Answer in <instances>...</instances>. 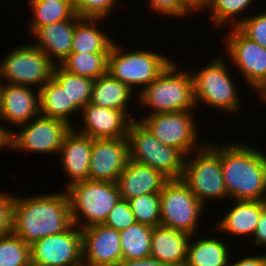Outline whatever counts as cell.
Instances as JSON below:
<instances>
[{"mask_svg":"<svg viewBox=\"0 0 266 266\" xmlns=\"http://www.w3.org/2000/svg\"><path fill=\"white\" fill-rule=\"evenodd\" d=\"M28 1L56 2V1H73V0H28Z\"/></svg>","mask_w":266,"mask_h":266,"instance_id":"7dc6e473","label":"cell"},{"mask_svg":"<svg viewBox=\"0 0 266 266\" xmlns=\"http://www.w3.org/2000/svg\"><path fill=\"white\" fill-rule=\"evenodd\" d=\"M128 160L127 137L92 139L88 180L116 183Z\"/></svg>","mask_w":266,"mask_h":266,"instance_id":"9a60e30c","label":"cell"},{"mask_svg":"<svg viewBox=\"0 0 266 266\" xmlns=\"http://www.w3.org/2000/svg\"><path fill=\"white\" fill-rule=\"evenodd\" d=\"M233 206L225 212L222 219L213 225L210 233L217 231L225 232L229 236H239L243 239L250 237L252 239L257 223L261 216L263 209L266 207V201H253V200H233ZM215 231V232H214ZM243 236V237H242Z\"/></svg>","mask_w":266,"mask_h":266,"instance_id":"7402d4cb","label":"cell"},{"mask_svg":"<svg viewBox=\"0 0 266 266\" xmlns=\"http://www.w3.org/2000/svg\"><path fill=\"white\" fill-rule=\"evenodd\" d=\"M31 261L49 266H83L81 229L72 224L66 231L30 245Z\"/></svg>","mask_w":266,"mask_h":266,"instance_id":"5bb4252c","label":"cell"},{"mask_svg":"<svg viewBox=\"0 0 266 266\" xmlns=\"http://www.w3.org/2000/svg\"><path fill=\"white\" fill-rule=\"evenodd\" d=\"M194 111L148 114L140 120L138 118V121L162 144L174 147L188 156L206 143L198 140L200 130Z\"/></svg>","mask_w":266,"mask_h":266,"instance_id":"8fae6325","label":"cell"},{"mask_svg":"<svg viewBox=\"0 0 266 266\" xmlns=\"http://www.w3.org/2000/svg\"><path fill=\"white\" fill-rule=\"evenodd\" d=\"M102 18L81 17L74 28L71 53H109L115 41L113 36L97 27L103 23ZM113 38V39H112Z\"/></svg>","mask_w":266,"mask_h":266,"instance_id":"484cf974","label":"cell"},{"mask_svg":"<svg viewBox=\"0 0 266 266\" xmlns=\"http://www.w3.org/2000/svg\"><path fill=\"white\" fill-rule=\"evenodd\" d=\"M255 0H208L205 9L209 11L208 14L211 18V25L218 29H222V26L230 28L237 27L238 24L243 21L246 16L244 11L251 9L252 3ZM243 12V13H242ZM242 13V14H241ZM241 15V16H238ZM242 17V18H241ZM225 24V25H224Z\"/></svg>","mask_w":266,"mask_h":266,"instance_id":"f546056e","label":"cell"},{"mask_svg":"<svg viewBox=\"0 0 266 266\" xmlns=\"http://www.w3.org/2000/svg\"><path fill=\"white\" fill-rule=\"evenodd\" d=\"M254 239L252 243L258 248V246L266 247V207L263 209L259 221L257 223V228L253 235ZM263 245V246H262Z\"/></svg>","mask_w":266,"mask_h":266,"instance_id":"60d3db41","label":"cell"},{"mask_svg":"<svg viewBox=\"0 0 266 266\" xmlns=\"http://www.w3.org/2000/svg\"><path fill=\"white\" fill-rule=\"evenodd\" d=\"M32 88L1 83L0 121L4 126L10 123L20 127L40 115L39 90Z\"/></svg>","mask_w":266,"mask_h":266,"instance_id":"e0dca14e","label":"cell"},{"mask_svg":"<svg viewBox=\"0 0 266 266\" xmlns=\"http://www.w3.org/2000/svg\"><path fill=\"white\" fill-rule=\"evenodd\" d=\"M135 223L136 219L128 201L120 198L114 205V208L109 212L103 224L109 228L121 231Z\"/></svg>","mask_w":266,"mask_h":266,"instance_id":"8d00e7d4","label":"cell"},{"mask_svg":"<svg viewBox=\"0 0 266 266\" xmlns=\"http://www.w3.org/2000/svg\"><path fill=\"white\" fill-rule=\"evenodd\" d=\"M150 11L162 15V17L169 16L174 19L186 18L192 13L181 3L180 0H147ZM164 15V16H163ZM187 15V16H186ZM186 16V17H185Z\"/></svg>","mask_w":266,"mask_h":266,"instance_id":"74e56055","label":"cell"},{"mask_svg":"<svg viewBox=\"0 0 266 266\" xmlns=\"http://www.w3.org/2000/svg\"><path fill=\"white\" fill-rule=\"evenodd\" d=\"M205 208L181 178L170 179L160 192V225L199 235L198 224Z\"/></svg>","mask_w":266,"mask_h":266,"instance_id":"30bf717a","label":"cell"},{"mask_svg":"<svg viewBox=\"0 0 266 266\" xmlns=\"http://www.w3.org/2000/svg\"><path fill=\"white\" fill-rule=\"evenodd\" d=\"M80 18L75 14L69 20L40 26L30 35L34 39L27 41L33 42L55 65H60L71 53L74 28Z\"/></svg>","mask_w":266,"mask_h":266,"instance_id":"d6986e66","label":"cell"},{"mask_svg":"<svg viewBox=\"0 0 266 266\" xmlns=\"http://www.w3.org/2000/svg\"><path fill=\"white\" fill-rule=\"evenodd\" d=\"M108 53H70L60 64L66 71L96 80L107 73Z\"/></svg>","mask_w":266,"mask_h":266,"instance_id":"1f68e13d","label":"cell"},{"mask_svg":"<svg viewBox=\"0 0 266 266\" xmlns=\"http://www.w3.org/2000/svg\"><path fill=\"white\" fill-rule=\"evenodd\" d=\"M251 15V16H250ZM248 14L237 28L249 39L266 48V10Z\"/></svg>","mask_w":266,"mask_h":266,"instance_id":"d590c367","label":"cell"},{"mask_svg":"<svg viewBox=\"0 0 266 266\" xmlns=\"http://www.w3.org/2000/svg\"><path fill=\"white\" fill-rule=\"evenodd\" d=\"M168 180L158 170L129 159L116 184L120 197L128 201L140 195L160 193Z\"/></svg>","mask_w":266,"mask_h":266,"instance_id":"44dd1931","label":"cell"},{"mask_svg":"<svg viewBox=\"0 0 266 266\" xmlns=\"http://www.w3.org/2000/svg\"><path fill=\"white\" fill-rule=\"evenodd\" d=\"M20 126V132H11L10 150L53 155L59 154L65 136L73 128L60 119L42 115Z\"/></svg>","mask_w":266,"mask_h":266,"instance_id":"7c38bea8","label":"cell"},{"mask_svg":"<svg viewBox=\"0 0 266 266\" xmlns=\"http://www.w3.org/2000/svg\"><path fill=\"white\" fill-rule=\"evenodd\" d=\"M191 235L187 245L185 266H227L233 249L229 241L209 236ZM196 237V238H195ZM204 237V238H203ZM197 239V240H196ZM231 250V251H230Z\"/></svg>","mask_w":266,"mask_h":266,"instance_id":"cb8c5ba5","label":"cell"},{"mask_svg":"<svg viewBox=\"0 0 266 266\" xmlns=\"http://www.w3.org/2000/svg\"><path fill=\"white\" fill-rule=\"evenodd\" d=\"M80 113L83 125L77 129L73 126V129L92 139L126 137L132 122L123 111L91 103L84 106Z\"/></svg>","mask_w":266,"mask_h":266,"instance_id":"ac0fdd59","label":"cell"},{"mask_svg":"<svg viewBox=\"0 0 266 266\" xmlns=\"http://www.w3.org/2000/svg\"><path fill=\"white\" fill-rule=\"evenodd\" d=\"M92 138L76 132L73 128L65 136L58 156L60 166L67 174L68 183L64 189L76 182L88 180Z\"/></svg>","mask_w":266,"mask_h":266,"instance_id":"ffe728a7","label":"cell"},{"mask_svg":"<svg viewBox=\"0 0 266 266\" xmlns=\"http://www.w3.org/2000/svg\"><path fill=\"white\" fill-rule=\"evenodd\" d=\"M28 266H49V265L42 264V263H39V262H34V261L30 260Z\"/></svg>","mask_w":266,"mask_h":266,"instance_id":"bcb514c9","label":"cell"},{"mask_svg":"<svg viewBox=\"0 0 266 266\" xmlns=\"http://www.w3.org/2000/svg\"><path fill=\"white\" fill-rule=\"evenodd\" d=\"M119 0H73L75 13L83 18L108 19ZM113 11V12H112Z\"/></svg>","mask_w":266,"mask_h":266,"instance_id":"e575fe53","label":"cell"},{"mask_svg":"<svg viewBox=\"0 0 266 266\" xmlns=\"http://www.w3.org/2000/svg\"><path fill=\"white\" fill-rule=\"evenodd\" d=\"M40 115L60 119L73 127V114L80 115L81 109L70 103L65 91L53 78L39 89ZM71 116V117H70Z\"/></svg>","mask_w":266,"mask_h":266,"instance_id":"4316f807","label":"cell"},{"mask_svg":"<svg viewBox=\"0 0 266 266\" xmlns=\"http://www.w3.org/2000/svg\"><path fill=\"white\" fill-rule=\"evenodd\" d=\"M233 142L221 143L222 174L229 201H266L263 151L244 142Z\"/></svg>","mask_w":266,"mask_h":266,"instance_id":"7a4b0ae2","label":"cell"},{"mask_svg":"<svg viewBox=\"0 0 266 266\" xmlns=\"http://www.w3.org/2000/svg\"><path fill=\"white\" fill-rule=\"evenodd\" d=\"M181 3L191 12L195 15L194 12H203L208 0H180Z\"/></svg>","mask_w":266,"mask_h":266,"instance_id":"7bdbcfd3","label":"cell"},{"mask_svg":"<svg viewBox=\"0 0 266 266\" xmlns=\"http://www.w3.org/2000/svg\"><path fill=\"white\" fill-rule=\"evenodd\" d=\"M225 34L224 56L237 67L250 89L255 92L266 82V48L247 38L237 27L228 28Z\"/></svg>","mask_w":266,"mask_h":266,"instance_id":"4fadbf2b","label":"cell"},{"mask_svg":"<svg viewBox=\"0 0 266 266\" xmlns=\"http://www.w3.org/2000/svg\"><path fill=\"white\" fill-rule=\"evenodd\" d=\"M124 49L119 41L113 42L107 57V73L129 86L134 92L138 89L136 91L138 94L172 61L165 54L151 51V49L138 48L139 50L136 51Z\"/></svg>","mask_w":266,"mask_h":266,"instance_id":"8992f818","label":"cell"},{"mask_svg":"<svg viewBox=\"0 0 266 266\" xmlns=\"http://www.w3.org/2000/svg\"><path fill=\"white\" fill-rule=\"evenodd\" d=\"M135 94L136 92L134 93L129 86L106 73L94 81L90 103L123 111L133 121L137 120V118L134 117V119L132 117L133 115L130 113L131 110L128 105L132 102V96Z\"/></svg>","mask_w":266,"mask_h":266,"instance_id":"d4e9b609","label":"cell"},{"mask_svg":"<svg viewBox=\"0 0 266 266\" xmlns=\"http://www.w3.org/2000/svg\"><path fill=\"white\" fill-rule=\"evenodd\" d=\"M195 152L186 156L181 179L206 208L208 201L229 200L222 174L221 144L207 141Z\"/></svg>","mask_w":266,"mask_h":266,"instance_id":"5b68a950","label":"cell"},{"mask_svg":"<svg viewBox=\"0 0 266 266\" xmlns=\"http://www.w3.org/2000/svg\"><path fill=\"white\" fill-rule=\"evenodd\" d=\"M152 231L153 227L138 222L119 231L122 261L150 257Z\"/></svg>","mask_w":266,"mask_h":266,"instance_id":"83f0119b","label":"cell"},{"mask_svg":"<svg viewBox=\"0 0 266 266\" xmlns=\"http://www.w3.org/2000/svg\"><path fill=\"white\" fill-rule=\"evenodd\" d=\"M136 222L151 227L160 226V193L140 195L128 200Z\"/></svg>","mask_w":266,"mask_h":266,"instance_id":"836d02e7","label":"cell"},{"mask_svg":"<svg viewBox=\"0 0 266 266\" xmlns=\"http://www.w3.org/2000/svg\"><path fill=\"white\" fill-rule=\"evenodd\" d=\"M191 235L164 226L153 227L150 257L168 266H185Z\"/></svg>","mask_w":266,"mask_h":266,"instance_id":"603a6c76","label":"cell"},{"mask_svg":"<svg viewBox=\"0 0 266 266\" xmlns=\"http://www.w3.org/2000/svg\"><path fill=\"white\" fill-rule=\"evenodd\" d=\"M14 194L0 191V237L12 233Z\"/></svg>","mask_w":266,"mask_h":266,"instance_id":"f35d334b","label":"cell"},{"mask_svg":"<svg viewBox=\"0 0 266 266\" xmlns=\"http://www.w3.org/2000/svg\"><path fill=\"white\" fill-rule=\"evenodd\" d=\"M72 225L65 189L29 197L14 194L12 233L25 243L60 234Z\"/></svg>","mask_w":266,"mask_h":266,"instance_id":"6da1fadb","label":"cell"},{"mask_svg":"<svg viewBox=\"0 0 266 266\" xmlns=\"http://www.w3.org/2000/svg\"><path fill=\"white\" fill-rule=\"evenodd\" d=\"M31 260L30 245L10 233L0 237V266H28Z\"/></svg>","mask_w":266,"mask_h":266,"instance_id":"d6a6232c","label":"cell"},{"mask_svg":"<svg viewBox=\"0 0 266 266\" xmlns=\"http://www.w3.org/2000/svg\"><path fill=\"white\" fill-rule=\"evenodd\" d=\"M216 54L215 59L213 57L211 62L208 61L209 64L206 63V66L196 72L191 71L196 106L203 104L206 108H214V111L216 109L236 114L242 109L243 104L238 95L239 90L236 89V80L228 69L231 64L227 63L229 60L227 61L223 54Z\"/></svg>","mask_w":266,"mask_h":266,"instance_id":"277c9868","label":"cell"},{"mask_svg":"<svg viewBox=\"0 0 266 266\" xmlns=\"http://www.w3.org/2000/svg\"><path fill=\"white\" fill-rule=\"evenodd\" d=\"M118 266H168V265H166L165 263H161L160 261L152 257H147L144 259L121 261Z\"/></svg>","mask_w":266,"mask_h":266,"instance_id":"b9f144b4","label":"cell"},{"mask_svg":"<svg viewBox=\"0 0 266 266\" xmlns=\"http://www.w3.org/2000/svg\"><path fill=\"white\" fill-rule=\"evenodd\" d=\"M83 266H118L122 261L119 231L104 224L81 229Z\"/></svg>","mask_w":266,"mask_h":266,"instance_id":"2e32d148","label":"cell"},{"mask_svg":"<svg viewBox=\"0 0 266 266\" xmlns=\"http://www.w3.org/2000/svg\"><path fill=\"white\" fill-rule=\"evenodd\" d=\"M129 159L150 166L170 179L183 175L186 156L178 149L162 144L138 120H133L127 133Z\"/></svg>","mask_w":266,"mask_h":266,"instance_id":"ba28073f","label":"cell"},{"mask_svg":"<svg viewBox=\"0 0 266 266\" xmlns=\"http://www.w3.org/2000/svg\"><path fill=\"white\" fill-rule=\"evenodd\" d=\"M232 256L229 259L228 265L227 266H266V253H260L258 255H248V256H243L241 255V259L232 261Z\"/></svg>","mask_w":266,"mask_h":266,"instance_id":"ab89813d","label":"cell"},{"mask_svg":"<svg viewBox=\"0 0 266 266\" xmlns=\"http://www.w3.org/2000/svg\"><path fill=\"white\" fill-rule=\"evenodd\" d=\"M52 78L65 89L70 103H75L80 109L90 103L94 79L72 74L60 65H55Z\"/></svg>","mask_w":266,"mask_h":266,"instance_id":"4dcf8cb0","label":"cell"},{"mask_svg":"<svg viewBox=\"0 0 266 266\" xmlns=\"http://www.w3.org/2000/svg\"><path fill=\"white\" fill-rule=\"evenodd\" d=\"M0 122V150L4 151L7 150V148H10V136L12 130L9 129V126H4L3 123ZM7 127V128H6Z\"/></svg>","mask_w":266,"mask_h":266,"instance_id":"ee69618b","label":"cell"},{"mask_svg":"<svg viewBox=\"0 0 266 266\" xmlns=\"http://www.w3.org/2000/svg\"><path fill=\"white\" fill-rule=\"evenodd\" d=\"M179 67L172 60L155 80L136 94V102L142 108H151L149 114L197 109L191 70L182 71Z\"/></svg>","mask_w":266,"mask_h":266,"instance_id":"3957f363","label":"cell"},{"mask_svg":"<svg viewBox=\"0 0 266 266\" xmlns=\"http://www.w3.org/2000/svg\"><path fill=\"white\" fill-rule=\"evenodd\" d=\"M263 160H264L265 169H266V151L265 152L263 151Z\"/></svg>","mask_w":266,"mask_h":266,"instance_id":"c3c4849f","label":"cell"},{"mask_svg":"<svg viewBox=\"0 0 266 266\" xmlns=\"http://www.w3.org/2000/svg\"><path fill=\"white\" fill-rule=\"evenodd\" d=\"M255 93H258L262 99V103H264V105L266 104V82L258 89L255 91ZM264 101V102H263Z\"/></svg>","mask_w":266,"mask_h":266,"instance_id":"f6af8a7d","label":"cell"},{"mask_svg":"<svg viewBox=\"0 0 266 266\" xmlns=\"http://www.w3.org/2000/svg\"><path fill=\"white\" fill-rule=\"evenodd\" d=\"M65 191L72 224L79 229L103 224L121 198L117 184L108 181H80L67 186Z\"/></svg>","mask_w":266,"mask_h":266,"instance_id":"52a82bcc","label":"cell"},{"mask_svg":"<svg viewBox=\"0 0 266 266\" xmlns=\"http://www.w3.org/2000/svg\"><path fill=\"white\" fill-rule=\"evenodd\" d=\"M19 44L0 61V82L40 89L53 77L55 64L30 43ZM37 86V87H36Z\"/></svg>","mask_w":266,"mask_h":266,"instance_id":"9c48e42d","label":"cell"},{"mask_svg":"<svg viewBox=\"0 0 266 266\" xmlns=\"http://www.w3.org/2000/svg\"><path fill=\"white\" fill-rule=\"evenodd\" d=\"M32 14L29 35L38 27L71 19L76 13L73 1L41 2L27 1Z\"/></svg>","mask_w":266,"mask_h":266,"instance_id":"f1b7e54d","label":"cell"}]
</instances>
